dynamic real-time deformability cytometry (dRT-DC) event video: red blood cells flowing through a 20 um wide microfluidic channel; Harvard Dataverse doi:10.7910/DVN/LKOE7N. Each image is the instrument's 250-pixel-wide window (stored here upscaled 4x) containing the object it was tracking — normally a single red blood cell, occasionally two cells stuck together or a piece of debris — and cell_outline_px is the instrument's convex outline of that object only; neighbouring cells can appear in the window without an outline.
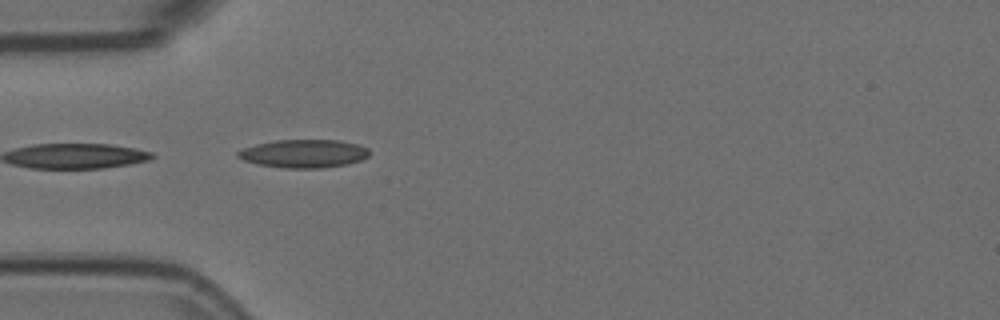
{"species": "Egyptian fruit bat (a non-hibernating species)", "species_latin": "Rousettus aegyptiacus", "temperature_condition": "room temperature", "stored_images_in_passage": 5, "camera_frame_rate_fps": 3000, "um_per_image_px": 0.085, "animal": {"sex": "female"}, "frame": {"image": 1, "passage_image": 2, "time_ms": 0.333, "image_size_px": [1000, 320], "cell_outline_px": [[368, 156], [360, 160], [348, 164], [320, 168], [284, 168], [256, 164], [244, 160], [236, 156], [236, 152], [244, 148], [256, 144], [276, 140], [340, 140], [360, 144], [368, 148]], "centroid_in_image_um": [25.82, 13.05], "position_along_channel_um": 59.2, "area_um2": 21.68}}